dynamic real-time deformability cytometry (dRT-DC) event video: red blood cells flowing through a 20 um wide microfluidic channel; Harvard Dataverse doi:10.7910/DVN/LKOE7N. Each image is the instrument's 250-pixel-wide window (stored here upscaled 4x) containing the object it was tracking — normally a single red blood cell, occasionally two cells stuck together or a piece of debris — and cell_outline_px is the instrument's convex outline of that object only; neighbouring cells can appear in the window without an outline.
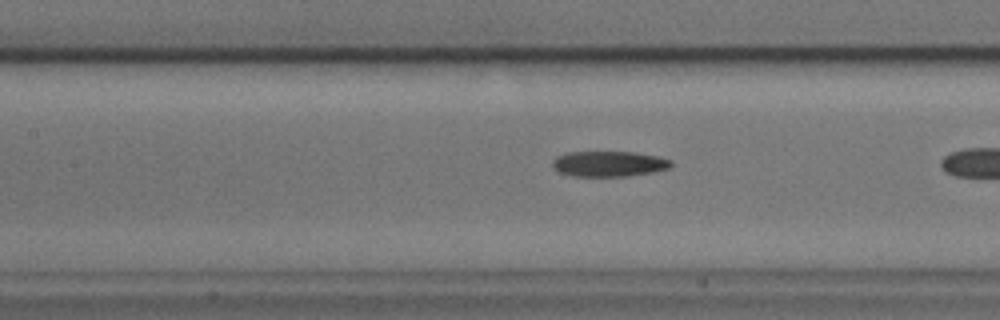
{"species": "common noctule bat (a hibernating species)", "species_latin": "Nyctalus noctula", "temperature_condition": "cold", "stored_images_in_passage": 32, "camera_frame_rate_fps": 3000, "um_per_image_px": 0.085, "animal": {"sex": "male", "body_mass_g": 17.9, "forearm_length_mm": 54.2}, "frame": {"image": 1, "passage_image": 14, "time_ms": 4.333, "image_size_px": [1000, 320], "cell_outline_px": [[672, 168], [652, 172], [628, 176], [572, 176], [556, 172], [552, 168], [552, 160], [556, 156], [568, 152], [632, 152], [660, 156], [672, 160]], "centroid_in_image_um": [51.74, 13.93], "position_along_channel_um": 155.7, "area_um2": 17.92}}